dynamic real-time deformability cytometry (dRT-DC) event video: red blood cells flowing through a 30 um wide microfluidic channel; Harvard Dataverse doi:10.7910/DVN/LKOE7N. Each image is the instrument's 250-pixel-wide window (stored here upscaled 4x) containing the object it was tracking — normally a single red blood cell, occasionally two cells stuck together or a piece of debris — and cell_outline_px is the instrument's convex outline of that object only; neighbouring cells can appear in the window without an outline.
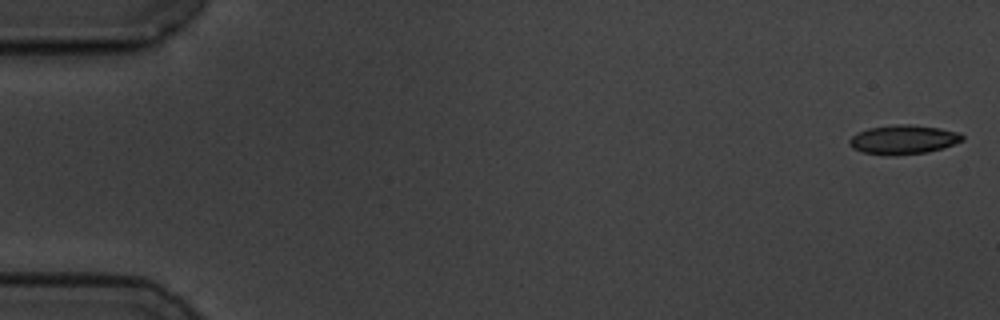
{"species": "common noctule bat (a hibernating species)", "species_latin": "Nyctalus noctula", "temperature_condition": "cold", "stored_images_in_passage": 58, "camera_frame_rate_fps": 3000, "um_per_image_px": 0.085, "animal": {"sex": "male", "body_mass_g": 19.5, "forearm_length_mm": 54.6}, "frame": {"image": 1, "passage_image": 1, "time_ms": 0.0, "image_size_px": [1000, 320], "cell_outline_px": [[964, 140], [944, 148], [928, 152], [864, 152], [852, 148], [848, 144], [848, 140], [856, 132], [868, 128], [896, 124], [908, 124], [940, 128], [960, 132], [964, 136]], "centroid_in_image_um": [76.83, 11.8], "position_along_channel_um": 8.2, "area_um2": 18.5}}
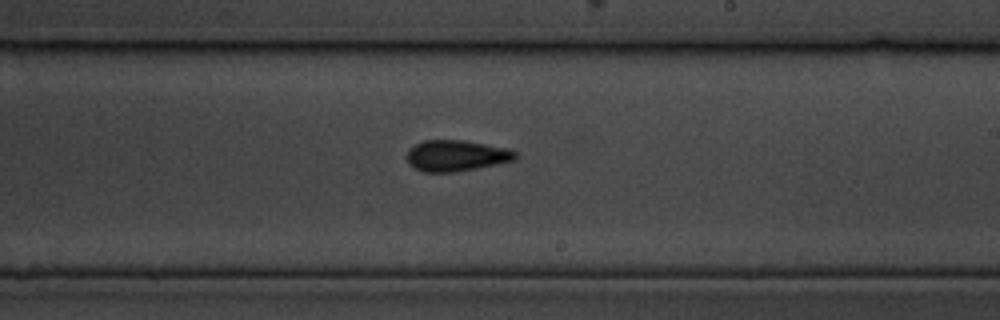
{"frame": {"image": 2, "passage_image": 34, "time_ms": 11.0, "image_size_px": [1000, 320], "cell_outline_px": [[516, 160], [456, 172], [424, 172], [416, 168], [408, 160], [408, 148], [424, 140], [464, 140], [508, 148], [516, 152]], "centroid_in_image_um": [38.81, 13.22], "position_along_channel_um": 250.2, "area_um2": 19.48}}
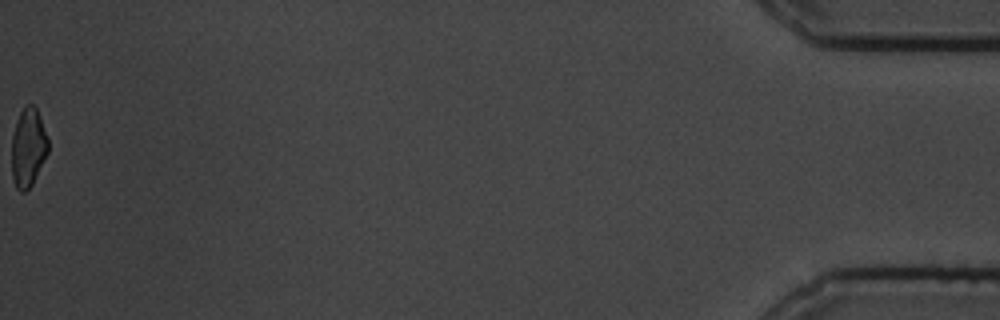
{"frame": {"image": 3, "passage_image": 58, "time_ms": 19.0, "image_size_px": [1000, 320], "cell_outline_px": [[48, 152], [32, 184], [24, 192], [20, 192], [16, 188], [12, 176], [12, 136], [16, 120], [24, 104], [32, 104], [36, 108], [40, 116], [48, 140]], "centroid_in_image_um": [2.38, 12.52], "position_along_channel_um": 432.8, "area_um2": 16.7}, "authors_computed_cell_mechanics": {"area_um2": 18.8717, "velocity_mm_per_s": 3.4794, "shape_relaxation_time_tau1_ms": 4.487, "shape_relaxation_time_tau2_ms": 2.6598, "deformation_change_tau1": 0.0959, "deformation_change_tau2": 0.085}}